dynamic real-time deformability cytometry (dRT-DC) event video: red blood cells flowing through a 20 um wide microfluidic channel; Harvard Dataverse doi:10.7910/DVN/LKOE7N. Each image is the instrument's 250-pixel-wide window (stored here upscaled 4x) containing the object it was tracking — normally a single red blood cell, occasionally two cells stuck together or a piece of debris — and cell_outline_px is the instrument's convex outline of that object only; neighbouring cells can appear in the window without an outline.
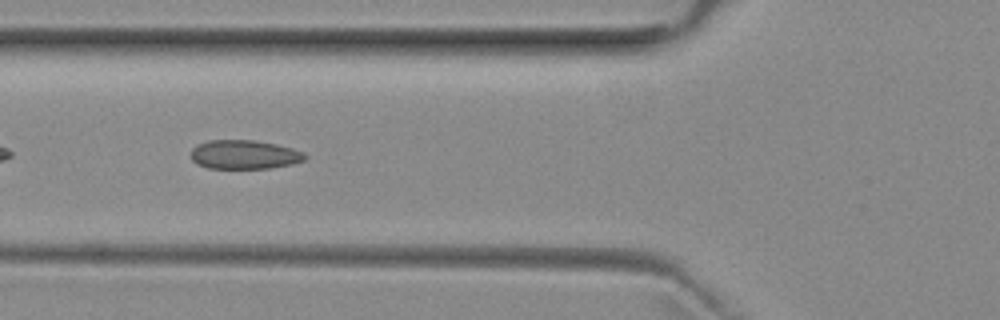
{"species": "common noctule bat (a hibernating species)", "species_latin": "Nyctalus noctula", "temperature_condition": "room temperature", "stored_images_in_passage": 38, "camera_frame_rate_fps": 3000, "um_per_image_px": 0.085, "animal": {"sex": "female", "body_mass_g": 29.2, "forearm_length_mm": 56.3}, "frame": {"image": 1, "passage_image": 5, "time_ms": 1.333, "image_size_px": [1000, 320], "cell_outline_px": [[308, 156], [304, 160], [292, 164], [268, 168], [208, 168], [196, 164], [192, 160], [192, 148], [196, 144], [208, 140], [256, 140], [276, 144], [292, 148], [304, 152]], "centroid_in_image_um": [20.76, 13.13], "position_along_channel_um": 105.0, "area_um2": 19.36}}
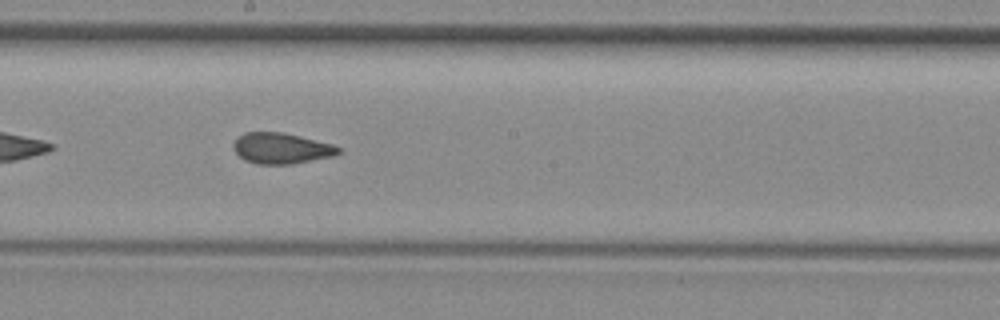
{"frame": {"image": 2, "passage_image": 14, "time_ms": 4.333, "image_size_px": [1000, 320], "cell_outline_px": [[344, 148], [340, 152], [332, 156], [292, 164], [256, 164], [244, 160], [232, 148], [232, 144], [244, 132], [284, 132], [332, 144]], "centroid_in_image_um": [23.91, 12.6], "position_along_channel_um": 224.3, "area_um2": 18.9}}
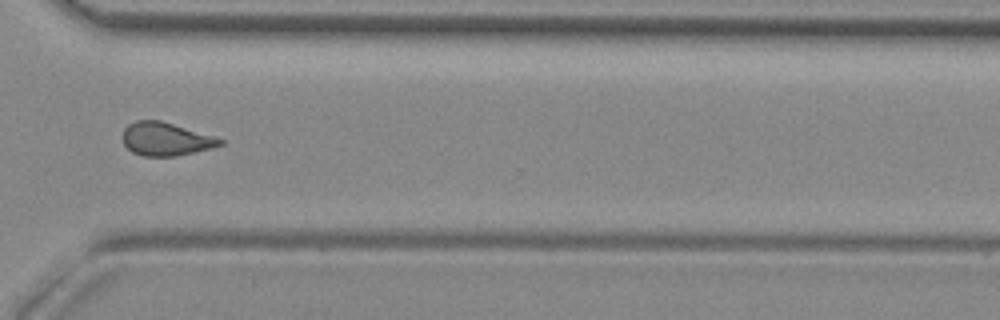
{"frame": {"image": 3, "passage_image": 24, "time_ms": 7.667, "image_size_px": [1000, 320], "cell_outline_px": [[224, 144], [212, 148], [176, 156], [144, 156], [132, 152], [124, 144], [124, 128], [128, 124], [136, 120], [160, 120], [212, 136], [224, 140]], "centroid_in_image_um": [14.08, 11.82], "position_along_channel_um": 356.5, "area_um2": 18.61}, "authors_computed_cell_mechanics": {"area_um2": 18.9006, "velocity_mm_per_s": 3.9676, "shape_relaxation_time_tau1_ms": null, "shape_relaxation_time_tau2_ms": 1.5153, "deformation_change_tau1": null, "deformation_change_tau2": 0.0851}}